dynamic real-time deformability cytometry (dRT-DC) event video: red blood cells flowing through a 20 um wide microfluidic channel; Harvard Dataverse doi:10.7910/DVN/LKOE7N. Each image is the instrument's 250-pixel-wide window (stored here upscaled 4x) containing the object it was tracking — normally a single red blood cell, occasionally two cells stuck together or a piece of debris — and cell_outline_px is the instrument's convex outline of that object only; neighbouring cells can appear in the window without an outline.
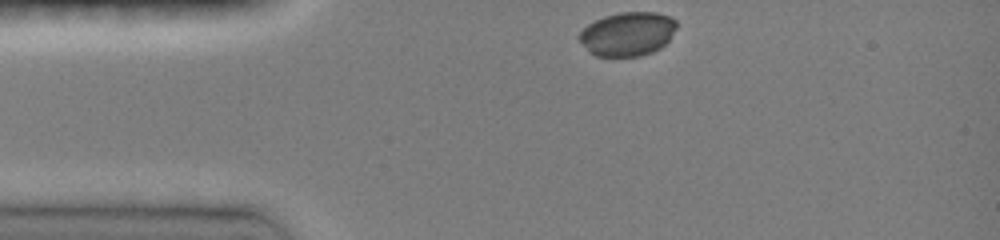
{"species": "common noctule bat (a hibernating species)", "species_latin": "Nyctalus noctula", "temperature_condition": "room temperature", "stored_images_in_passage": 98, "camera_frame_rate_fps": 3000, "um_per_image_px": 0.085, "animal": {"sex": "female", "body_mass_g": 19.0, "forearm_length_mm": 51.5}, "frame": {"image": 1, "passage_image": 1, "time_ms": 0.0, "image_size_px": [1000, 240], "cell_outline_px": [[676, 28], [668, 40], [660, 48], [652, 52], [640, 56], [596, 56], [580, 40], [580, 32], [588, 24], [604, 16], [620, 12], [656, 12], [668, 16], [676, 20]], "centroid_in_image_um": [53.38, 2.87], "position_along_channel_um": 31.6, "area_um2": 24.51}}
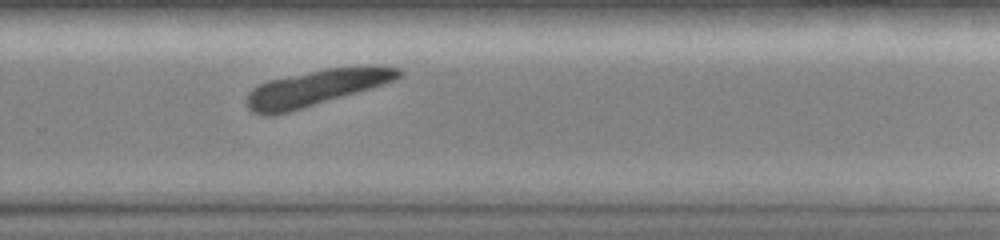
{"frame": {"image": 2, "passage_image": 69, "time_ms": 7.667, "image_size_px": [1000, 240], "cell_outline_px": [[404, 72], [400, 76], [384, 84], [372, 88], [276, 116], [264, 116], [252, 112], [248, 108], [248, 92], [252, 88], [268, 80], [324, 68], [368, 64], [372, 64], [400, 68]], "centroid_in_image_um": [26.9, 7.44], "position_along_channel_um": 302.9, "area_um2": 32.25}}
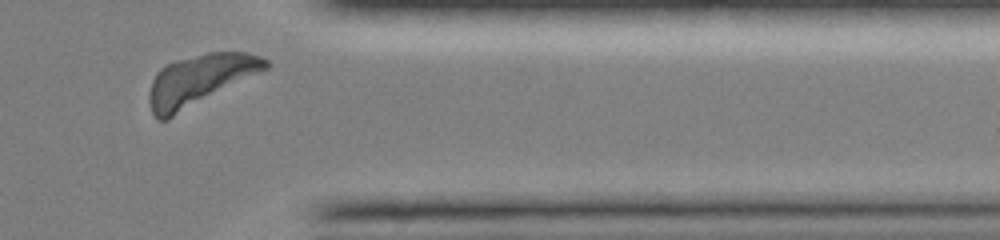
{"frame": {"image": 3, "passage_image": 90, "time_ms": 10.0, "image_size_px": [1000, 240], "cell_outline_px": [[272, 64], [268, 68], [168, 120], [156, 120], [152, 112], [148, 100], [148, 96], [152, 80], [156, 72], [160, 68], [176, 60], [208, 52], [248, 52], [260, 56], [268, 60]], "centroid_in_image_um": [16.97, 6.82], "position_along_channel_um": 394.4, "area_um2": 34.68}}